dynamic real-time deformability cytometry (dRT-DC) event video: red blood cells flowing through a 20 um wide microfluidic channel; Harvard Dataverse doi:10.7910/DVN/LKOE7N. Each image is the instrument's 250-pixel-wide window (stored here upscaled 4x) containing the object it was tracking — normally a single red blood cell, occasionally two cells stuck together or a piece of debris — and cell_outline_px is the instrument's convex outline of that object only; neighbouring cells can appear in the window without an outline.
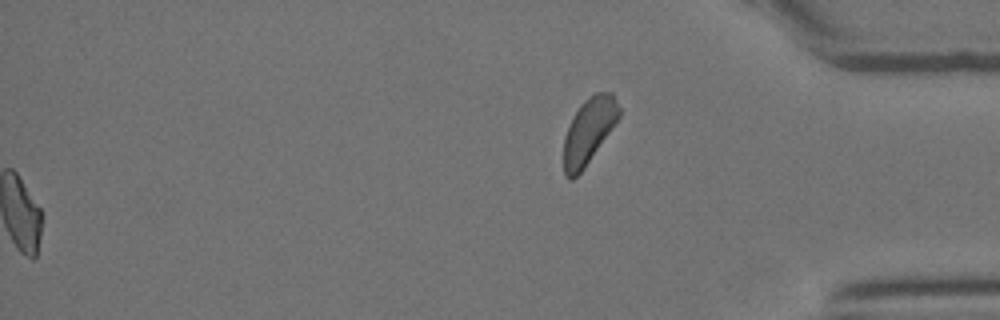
{"species": "Egyptian fruit bat (a non-hibernating species)", "species_latin": "Rousettus aegyptiacus", "temperature_condition": "room temperature", "stored_images_in_passage": 44, "segment_of_instrument_passage": [2, 2], "camera_frame_rate_fps": 3000, "um_per_image_px": 0.085, "animal": {"sex": "female"}, "frame": {"image": 1, "passage_image": 44, "time_ms": 14.333, "image_size_px": [1000, 320], "cell_outline_px": [[620, 116], [584, 168], [572, 180], [568, 180], [564, 176], [564, 136], [568, 124], [572, 116], [580, 104], [588, 96], [596, 92], [612, 92], [620, 108]], "centroid_in_image_um": [50.02, 11.11], "position_along_channel_um": 385.2, "area_um2": 21.15}}